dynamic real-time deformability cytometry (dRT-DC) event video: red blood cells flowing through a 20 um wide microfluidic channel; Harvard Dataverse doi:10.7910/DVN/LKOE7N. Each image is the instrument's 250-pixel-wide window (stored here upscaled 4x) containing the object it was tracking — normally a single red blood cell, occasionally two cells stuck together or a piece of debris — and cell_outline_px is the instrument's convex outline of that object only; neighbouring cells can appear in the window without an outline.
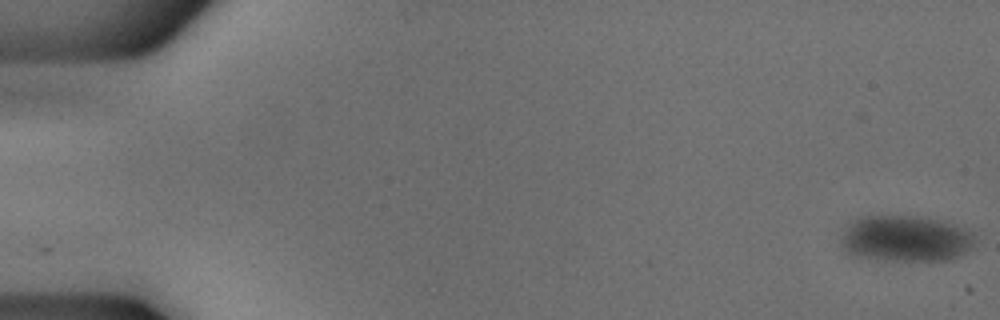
{"species": "common noctule bat (a hibernating species)", "species_latin": "Nyctalus noctula", "temperature_condition": "cold", "stored_images_in_passage": 54, "camera_frame_rate_fps": 3000, "um_per_image_px": 0.085, "animal": {"sex": "male", "body_mass_g": 18.8}, "frame": {"image": 1, "passage_image": 1, "time_ms": 0.0, "image_size_px": [1000, 320], "cell_outline_px": [[972, 244], [964, 252], [948, 260], [884, 260], [852, 256], [844, 252], [840, 248], [840, 236], [844, 224], [848, 220], [860, 216], [920, 216], [940, 220], [956, 224], [972, 232]], "centroid_in_image_um": [76.82, 20.26], "position_along_channel_um": 8.2, "area_um2": 36.59}}